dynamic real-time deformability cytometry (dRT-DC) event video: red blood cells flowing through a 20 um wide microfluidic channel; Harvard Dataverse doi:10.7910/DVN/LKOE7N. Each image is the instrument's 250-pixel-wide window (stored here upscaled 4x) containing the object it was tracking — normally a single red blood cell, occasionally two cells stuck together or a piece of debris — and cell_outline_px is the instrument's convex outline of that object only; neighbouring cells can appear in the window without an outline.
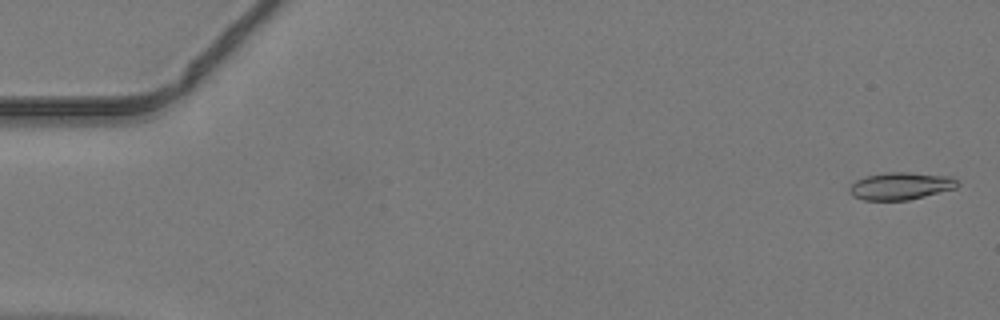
{"species": "common noctule bat (a hibernating species)", "species_latin": "Nyctalus noctula", "temperature_condition": "warm", "stored_images_in_passage": 49, "camera_frame_rate_fps": 3000, "um_per_image_px": 0.085, "animal": {"sex": "male", "body_mass_g": 19.2, "forearm_length_mm": 51.8}, "frame": {"image": 1, "passage_image": 2, "time_ms": 0.333, "image_size_px": [1000, 320], "cell_outline_px": [[960, 184], [956, 188], [908, 200], [864, 200], [852, 196], [848, 192], [848, 188], [856, 180], [864, 176], [884, 172], [908, 172], [952, 176]], "centroid_in_image_um": [76.53, 15.8], "position_along_channel_um": 8.5, "area_um2": 17.4}}
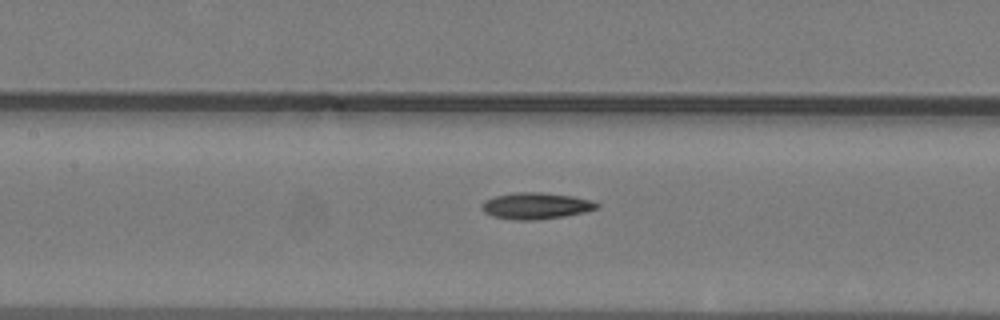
{"frame": {"image": 2, "passage_image": 23, "time_ms": 7.333, "image_size_px": [1000, 320], "cell_outline_px": [[600, 208], [584, 212], [564, 216], [536, 220], [512, 220], [492, 216], [484, 212], [480, 208], [484, 200], [496, 196], [512, 192], [540, 192], [572, 196], [592, 200], [600, 204]], "centroid_in_image_um": [45.55, 17.5], "position_along_channel_um": 161.9, "area_um2": 17.92}}
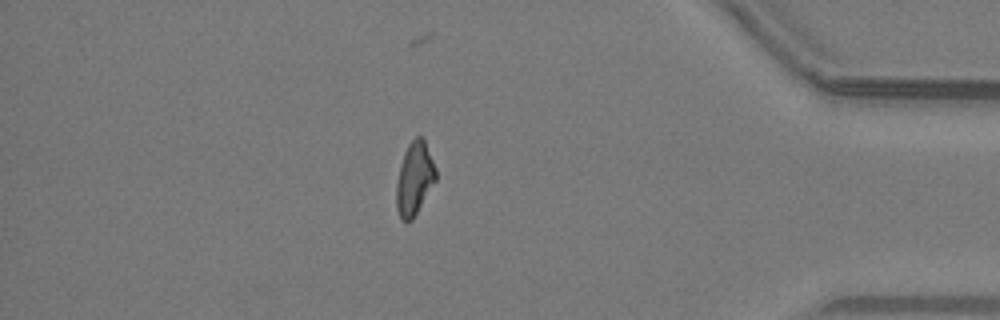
{"frame": {"image": 3, "passage_image": 42, "time_ms": 13.667, "image_size_px": [1000, 320], "cell_outline_px": [[436, 180], [412, 220], [408, 224], [400, 220], [396, 208], [396, 184], [400, 164], [404, 152], [408, 144], [416, 136], [420, 136], [424, 140], [436, 168]], "centroid_in_image_um": [35.2, 15.22], "position_along_channel_um": 400.0, "area_um2": 16.88}}